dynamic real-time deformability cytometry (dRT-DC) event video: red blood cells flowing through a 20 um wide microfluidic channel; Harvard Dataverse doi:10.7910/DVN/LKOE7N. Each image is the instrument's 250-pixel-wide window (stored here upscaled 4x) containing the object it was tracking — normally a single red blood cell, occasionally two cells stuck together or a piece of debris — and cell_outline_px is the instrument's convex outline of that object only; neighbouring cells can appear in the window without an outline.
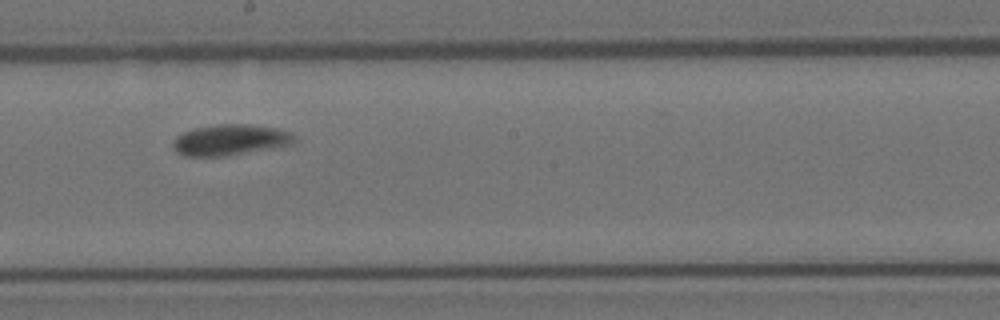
{"species": "Egyptian fruit bat (a non-hibernating species)", "species_latin": "Rousettus aegyptiacus", "temperature_condition": "room temperature", "stored_images_in_passage": 14, "camera_frame_rate_fps": 3000, "um_per_image_px": 0.085, "animal": {"sex": "female"}, "frame": {"image": 1, "passage_image": 7, "time_ms": 7.667, "image_size_px": [1000, 320], "cell_outline_px": [[296, 140], [288, 144], [224, 156], [184, 156], [176, 152], [172, 148], [172, 140], [176, 136], [192, 128], [220, 124], [248, 124], [276, 128], [292, 132], [296, 136]], "centroid_in_image_um": [19.49, 11.88], "position_along_channel_um": 228.7, "area_um2": 21.68}}
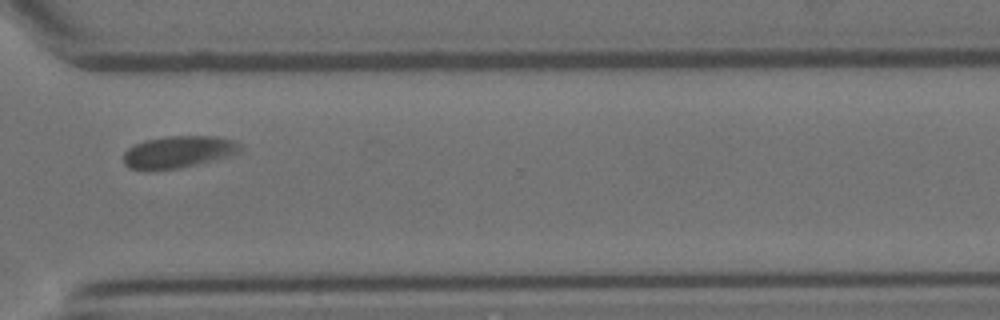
{"frame": {"image": 2, "passage_image": 10, "time_ms": 11.333, "image_size_px": [1000, 320], "cell_outline_px": [[244, 148], [240, 152], [196, 164], [180, 168], [148, 172], [128, 168], [124, 164], [124, 152], [128, 148], [144, 140], [168, 136], [216, 136], [236, 140]], "centroid_in_image_um": [15.13, 12.92], "position_along_channel_um": 355.5, "area_um2": 22.08}}
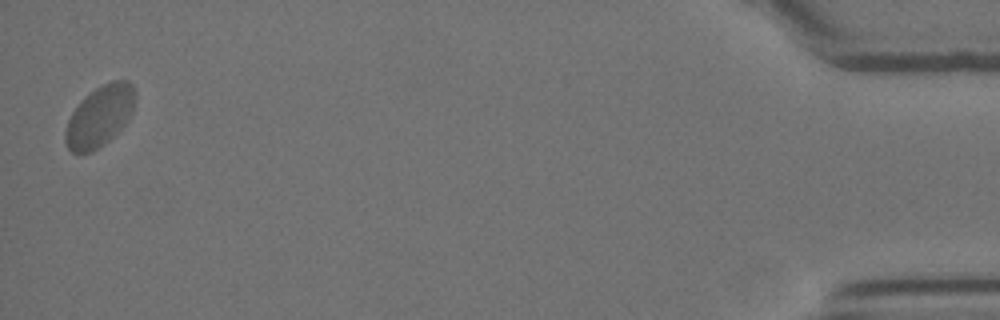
{"frame": {"image": 3, "passage_image": 14, "time_ms": 16.0, "image_size_px": [1000, 320], "cell_outline_px": [[136, 100], [132, 112], [128, 120], [104, 144], [92, 152], [72, 152], [64, 144], [64, 132], [68, 120], [72, 112], [80, 100], [84, 96], [96, 88], [112, 80], [128, 80], [132, 84], [136, 96]], "centroid_in_image_um": [8.46, 9.86], "position_along_channel_um": 426.7, "area_um2": 24.8}, "authors_computed_cell_mechanics": {"area_um2": 21.5305, "velocity_mm_per_s": 2.97, "shape_relaxation_time_tau1_ms": 0.1241, "shape_relaxation_time_tau2_ms": null, "deformation_change_tau1": 0.0378, "deformation_change_tau2": null}}